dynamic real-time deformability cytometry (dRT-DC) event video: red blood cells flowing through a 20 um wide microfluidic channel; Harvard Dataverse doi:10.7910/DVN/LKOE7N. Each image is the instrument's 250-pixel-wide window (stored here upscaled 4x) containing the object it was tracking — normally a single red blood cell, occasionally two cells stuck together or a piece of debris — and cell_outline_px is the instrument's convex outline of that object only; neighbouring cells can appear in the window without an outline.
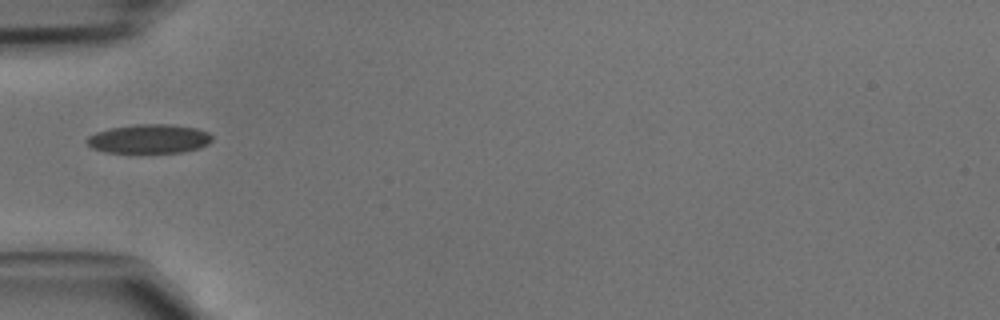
{"species": "common noctule bat (a hibernating species)", "species_latin": "Nyctalus noctula", "temperature_condition": "cold", "stored_images_in_passage": 31, "camera_frame_rate_fps": 3000, "um_per_image_px": 0.085, "animal": {"sex": "male", "body_mass_g": 15.6}, "frame": {"image": 1, "passage_image": 1, "time_ms": 0.0, "image_size_px": [1000, 320], "cell_outline_px": [[212, 140], [208, 144], [200, 148], [180, 152], [104, 152], [92, 148], [84, 140], [88, 136], [96, 132], [112, 128], [136, 124], [172, 124], [196, 128], [208, 132], [212, 136]], "centroid_in_image_um": [12.68, 11.79], "position_along_channel_um": 72.3, "area_um2": 21.15}}
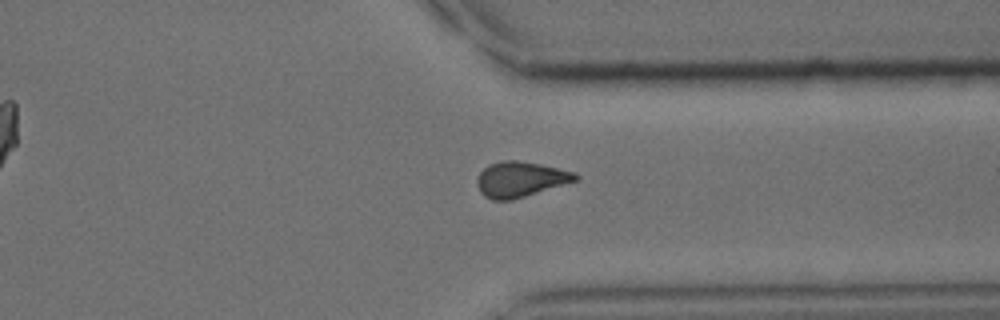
{"frame": {"image": 2, "passage_image": 21, "time_ms": 6.667, "image_size_px": [1000, 320], "cell_outline_px": [[580, 176], [576, 180], [512, 200], [492, 200], [484, 196], [480, 192], [476, 184], [476, 180], [480, 172], [488, 164], [500, 160], [516, 160], [540, 164], [576, 172]], "centroid_in_image_um": [44.19, 15.23], "position_along_channel_um": 367.2, "area_um2": 20.23}}
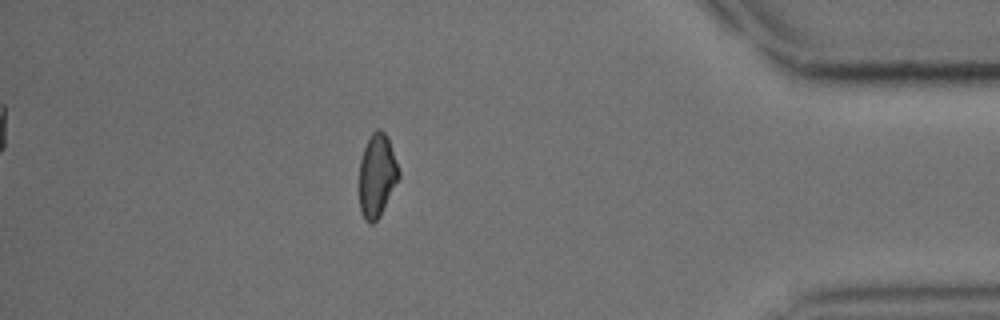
{"frame": {"image": 3, "passage_image": 26, "time_ms": 8.333, "image_size_px": [1000, 320], "cell_outline_px": [[400, 176], [380, 216], [372, 224], [368, 224], [364, 220], [360, 212], [360, 160], [364, 148], [372, 132], [376, 128], [380, 128], [384, 132], [388, 140], [400, 172]], "centroid_in_image_um": [32.03, 14.95], "position_along_channel_um": 403.2, "area_um2": 18.96}}